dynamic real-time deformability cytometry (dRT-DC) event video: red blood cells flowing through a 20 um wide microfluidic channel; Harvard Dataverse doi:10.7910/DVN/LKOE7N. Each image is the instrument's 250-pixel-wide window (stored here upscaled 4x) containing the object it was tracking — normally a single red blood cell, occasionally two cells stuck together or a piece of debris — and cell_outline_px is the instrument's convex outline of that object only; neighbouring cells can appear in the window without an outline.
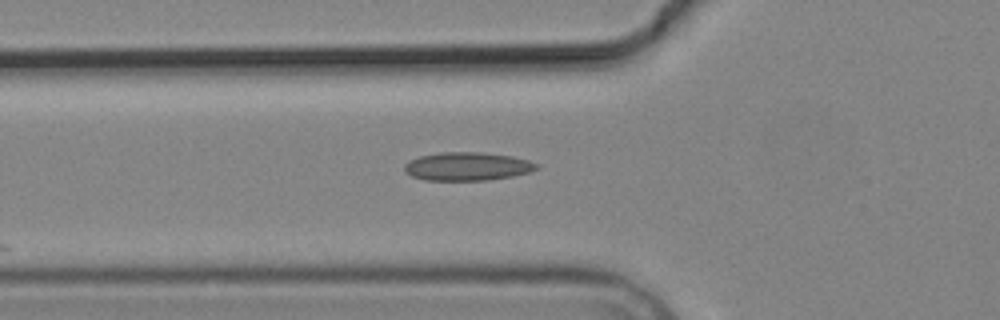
{"species": "common noctule bat (a hibernating species)", "species_latin": "Nyctalus noctula", "temperature_condition": "cold", "stored_images_in_passage": 6, "camera_frame_rate_fps": 3000, "um_per_image_px": 0.085, "animal": {"sex": "male", "body_mass_g": 19.2, "forearm_length_mm": 51.8}, "frame": {"image": 1, "passage_image": 6, "time_ms": 6.0, "image_size_px": [1000, 320], "cell_outline_px": [[540, 168], [528, 172], [512, 176], [488, 180], [424, 180], [412, 176], [404, 172], [404, 164], [408, 160], [420, 156], [440, 152], [484, 152], [512, 156], [528, 160], [540, 164]], "centroid_in_image_um": [39.72, 14.14], "position_along_channel_um": 86.1, "area_um2": 22.02}}